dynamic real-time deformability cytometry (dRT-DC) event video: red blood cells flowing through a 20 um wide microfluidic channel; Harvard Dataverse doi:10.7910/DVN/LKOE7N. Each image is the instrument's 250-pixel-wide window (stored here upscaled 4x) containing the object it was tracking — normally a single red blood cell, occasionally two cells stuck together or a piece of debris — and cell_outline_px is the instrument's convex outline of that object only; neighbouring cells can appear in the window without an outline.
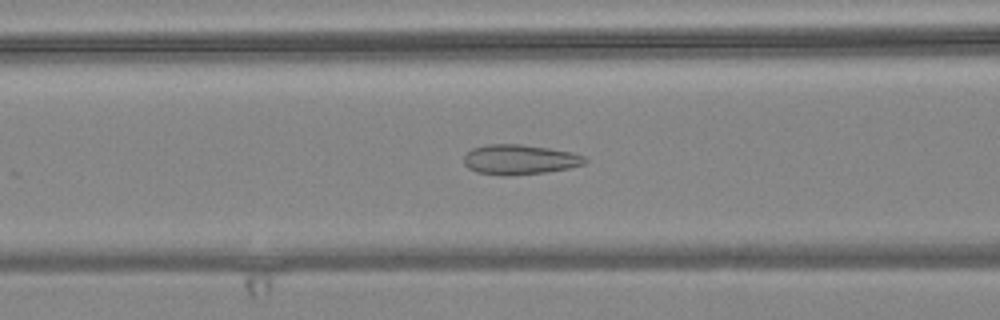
{"species": "common noctule bat (a hibernating species)", "species_latin": "Nyctalus noctula", "temperature_condition": "warm", "stored_images_in_passage": 44, "camera_frame_rate_fps": 3000, "um_per_image_px": 0.085, "animal": {"sex": "female", "body_mass_g": 24.6, "forearm_length_mm": 56.2}, "frame": {"image": 1, "passage_image": 16, "time_ms": 5.0, "image_size_px": [1000, 320], "cell_outline_px": [[588, 160], [584, 164], [568, 168], [544, 172], [508, 176], [500, 176], [476, 172], [468, 168], [464, 164], [464, 156], [472, 148], [488, 144], [520, 144], [548, 148], [572, 152], [584, 156]], "centroid_in_image_um": [44.14, 13.56], "position_along_channel_um": 122.5, "area_um2": 21.15}}
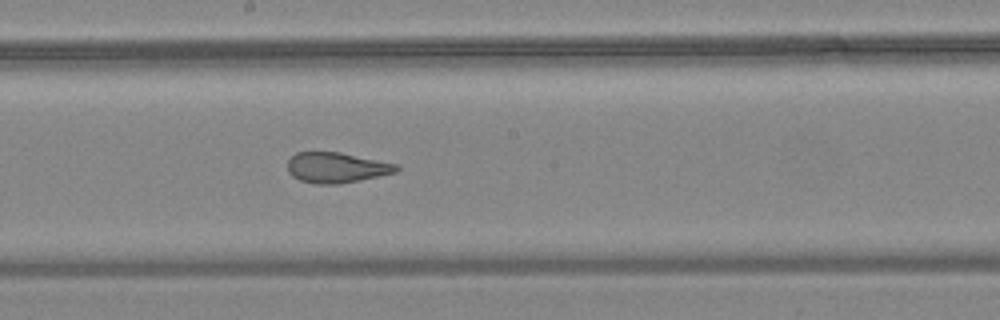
{"frame": {"image": 2, "passage_image": 24, "time_ms": 7.667, "image_size_px": [1000, 320], "cell_outline_px": [[400, 168], [396, 172], [360, 180], [340, 184], [316, 184], [300, 180], [292, 176], [288, 172], [288, 160], [296, 152], [340, 152], [400, 164]], "centroid_in_image_um": [28.62, 14.24], "position_along_channel_um": 219.6, "area_um2": 19.42}}
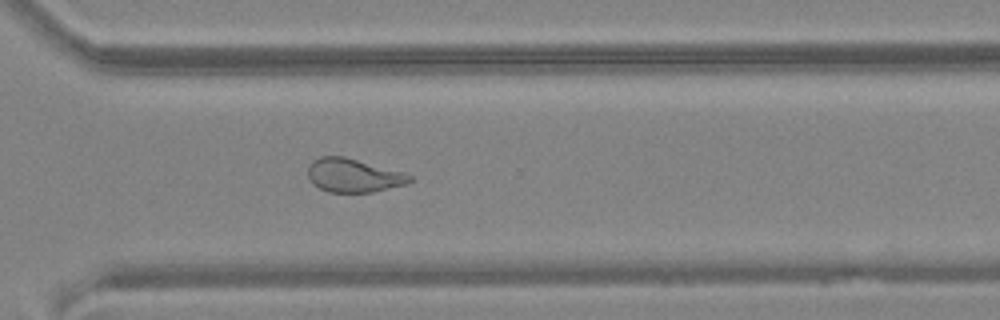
{"frame": {"image": 3, "passage_image": 34, "time_ms": 11.0, "image_size_px": [1000, 320], "cell_outline_px": [[412, 180], [408, 184], [372, 192], [328, 192], [312, 184], [308, 176], [308, 164], [312, 160], [320, 156], [344, 156], [404, 172], [412, 176]], "centroid_in_image_um": [30.03, 14.9], "position_along_channel_um": 340.6, "area_um2": 20.11}, "authors_computed_cell_mechanics": {"area_um2": 21.4727, "velocity_mm_per_s": 3.6415, "shape_relaxation_time_tau1_ms": null, "shape_relaxation_time_tau2_ms": 1.4796, "deformation_change_tau1": null, "deformation_change_tau2": 0.0929}}